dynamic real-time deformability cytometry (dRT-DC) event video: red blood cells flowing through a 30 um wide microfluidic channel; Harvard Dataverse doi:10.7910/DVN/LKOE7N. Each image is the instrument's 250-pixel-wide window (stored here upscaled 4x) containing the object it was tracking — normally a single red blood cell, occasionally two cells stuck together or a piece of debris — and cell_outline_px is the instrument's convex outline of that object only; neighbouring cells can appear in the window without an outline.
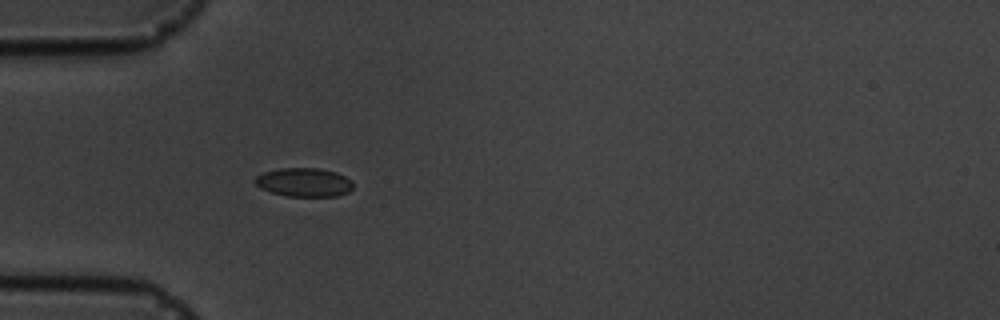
{"species": "common noctule bat (a hibernating species)", "species_latin": "Nyctalus noctula", "temperature_condition": "cold", "stored_images_in_passage": 4, "camera_frame_rate_fps": 3000, "um_per_image_px": 0.085, "animal": {"sex": "male", "body_mass_g": 19.5, "forearm_length_mm": 54.6}, "frame": {"image": 1, "passage_image": 4, "time_ms": 3.333, "image_size_px": [1000, 320], "cell_outline_px": [[352, 188], [348, 192], [336, 196], [288, 196], [272, 192], [260, 188], [252, 180], [256, 176], [264, 172], [280, 168], [320, 168], [336, 172], [352, 180]], "centroid_in_image_um": [25.83, 15.49], "position_along_channel_um": 59.2, "area_um2": 16.42}}